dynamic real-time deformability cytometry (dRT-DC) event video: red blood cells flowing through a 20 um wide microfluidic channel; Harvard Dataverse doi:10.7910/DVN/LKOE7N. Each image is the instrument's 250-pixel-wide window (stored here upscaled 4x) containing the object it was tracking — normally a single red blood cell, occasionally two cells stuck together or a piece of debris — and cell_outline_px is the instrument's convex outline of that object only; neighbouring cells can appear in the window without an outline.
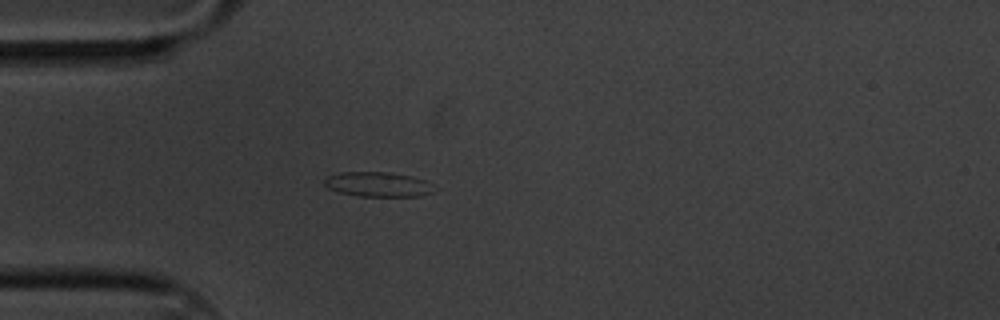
{"species": "common noctule bat (a hibernating species)", "species_latin": "Nyctalus noctula", "temperature_condition": "cold", "stored_images_in_passage": 40, "camera_frame_rate_fps": 3000, "um_per_image_px": 0.085, "animal": {"sex": "male", "body_mass_g": 20.1, "forearm_length_mm": 53.5}, "frame": {"image": 1, "passage_image": 1, "time_ms": 0.0, "image_size_px": [1000, 320], "cell_outline_px": [[432, 192], [420, 196], [360, 196], [340, 192], [328, 188], [324, 184], [324, 176], [340, 172], [392, 172], [412, 176], [424, 180], [432, 184]], "centroid_in_image_um": [32.09, 15.65], "position_along_channel_um": 52.9, "area_um2": 15.84}}
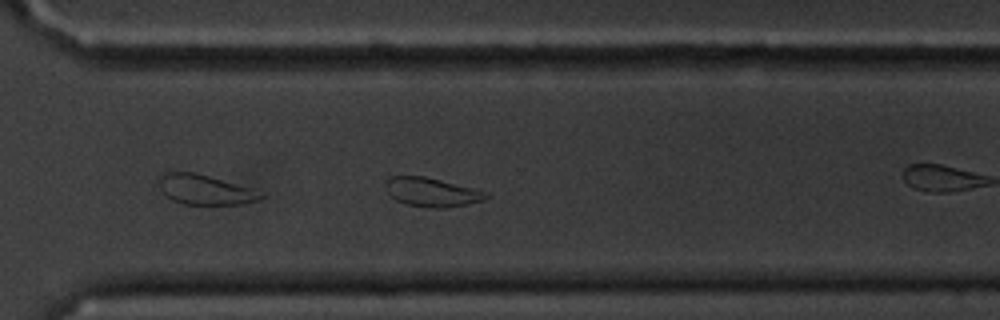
{"frame": {"image": 2, "passage_image": 23, "time_ms": 7.333, "image_size_px": [1000, 320], "cell_outline_px": [[488, 196], [484, 200], [468, 204], [448, 208], [428, 208], [404, 204], [396, 200], [388, 192], [384, 184], [388, 176], [424, 176], [488, 192]], "centroid_in_image_um": [36.67, 16.34], "position_along_channel_um": 333.9, "area_um2": 16.99}}
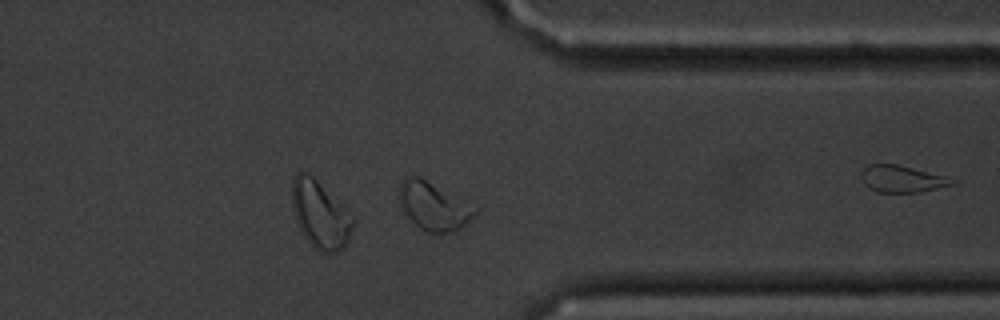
{"frame": {"image": 3, "passage_image": 27, "time_ms": 8.667, "image_size_px": [1000, 320], "cell_outline_px": [[480, 208], [460, 228], [452, 232], [428, 232], [420, 228], [404, 212], [400, 204], [400, 180], [404, 176], [416, 176]], "centroid_in_image_um": [36.85, 17.52], "position_along_channel_um": 374.6, "area_um2": 20.58}, "authors_computed_cell_mechanics": {"area_um2": 17.4267, "velocity_mm_per_s": 3.2926, "shape_relaxation_time_tau1_ms": 1.7359, "shape_relaxation_time_tau2_ms": 1.9454, "deformation_change_tau1": 0.1021, "deformation_change_tau2": 0.0718}}